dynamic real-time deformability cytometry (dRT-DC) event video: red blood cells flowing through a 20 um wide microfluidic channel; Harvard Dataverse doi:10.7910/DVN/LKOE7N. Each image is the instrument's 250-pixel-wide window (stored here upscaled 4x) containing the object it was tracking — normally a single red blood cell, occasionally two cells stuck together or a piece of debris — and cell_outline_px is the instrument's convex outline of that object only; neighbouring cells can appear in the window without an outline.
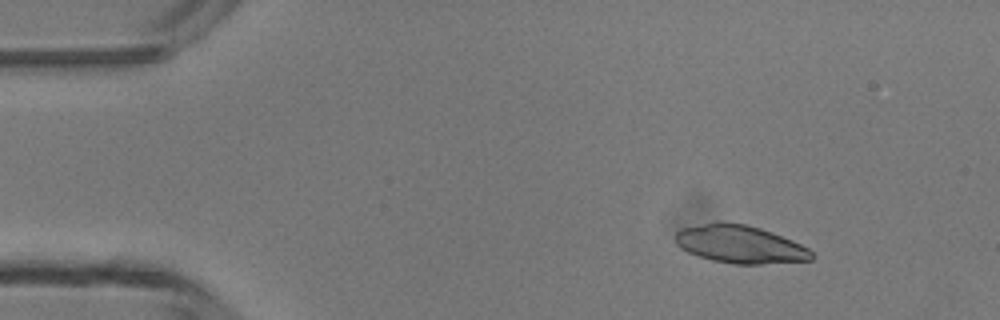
{"species": "common noctule bat (a hibernating species)", "species_latin": "Nyctalus noctula", "temperature_condition": "room temperature", "stored_images_in_passage": 4, "camera_frame_rate_fps": 3000, "um_per_image_px": 0.085, "animal": {"sex": "male", "body_mass_g": 13.3}, "frame": {"image": 1, "passage_image": 2, "time_ms": 1.0, "image_size_px": [1000, 320], "cell_outline_px": [[816, 256], [812, 260], [760, 264], [736, 264], [712, 260], [688, 252], [680, 248], [676, 244], [676, 232], [684, 228], [704, 224], [744, 224], [760, 228], [772, 232], [792, 240], [808, 248]], "centroid_in_image_um": [62.95, 20.8], "position_along_channel_um": 22.0, "area_um2": 29.42}}